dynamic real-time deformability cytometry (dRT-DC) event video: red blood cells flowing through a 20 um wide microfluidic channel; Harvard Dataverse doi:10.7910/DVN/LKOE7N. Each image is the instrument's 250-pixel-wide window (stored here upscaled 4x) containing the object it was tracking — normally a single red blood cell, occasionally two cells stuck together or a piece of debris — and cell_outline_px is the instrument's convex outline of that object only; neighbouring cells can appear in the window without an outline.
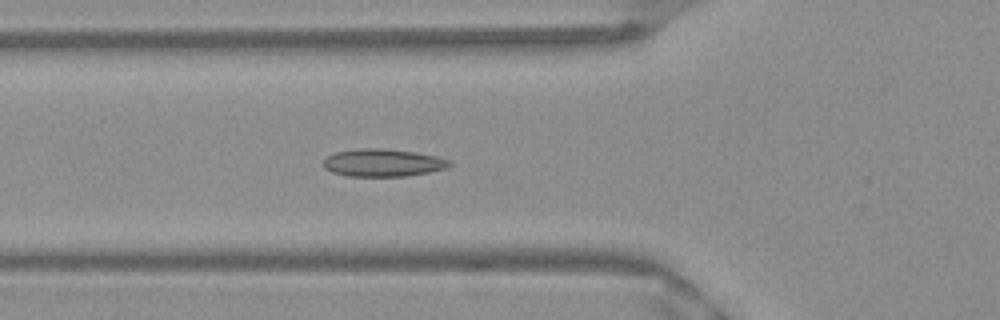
{"species": "Egyptian fruit bat (a non-hibernating species)", "species_latin": "Rousettus aegyptiacus", "temperature_condition": "warm", "stored_images_in_passage": 51, "camera_frame_rate_fps": 3000, "um_per_image_px": 0.085, "frame": {"image": 1, "passage_image": 18, "time_ms": 5.667, "image_size_px": [1000, 320], "cell_outline_px": [[456, 164], [448, 168], [428, 172], [404, 176], [348, 176], [332, 172], [324, 168], [324, 160], [332, 152], [360, 148], [384, 148], [416, 152], [436, 156], [452, 160]], "centroid_in_image_um": [32.59, 13.82], "position_along_channel_um": 93.2, "area_um2": 20.58}}
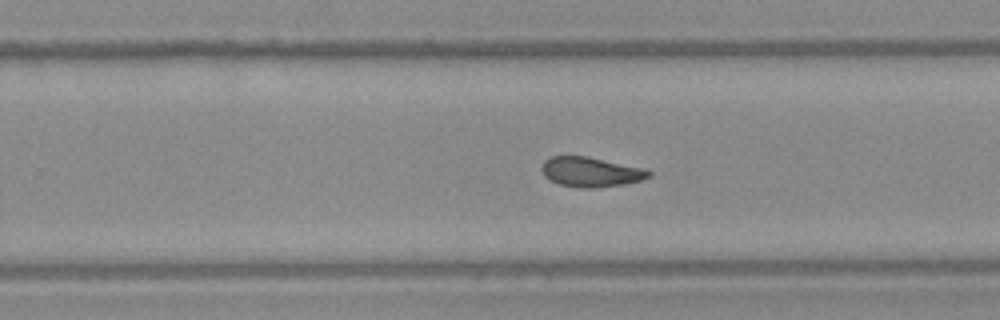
{"frame": {"image": 2, "passage_image": 32, "time_ms": 10.333, "image_size_px": [1000, 320], "cell_outline_px": [[652, 176], [640, 180], [624, 184], [596, 188], [584, 188], [560, 184], [544, 176], [540, 168], [544, 160], [552, 156], [588, 156], [640, 168], [652, 172]], "centroid_in_image_um": [50.18, 14.61], "position_along_channel_um": 279.6, "area_um2": 18.38}}
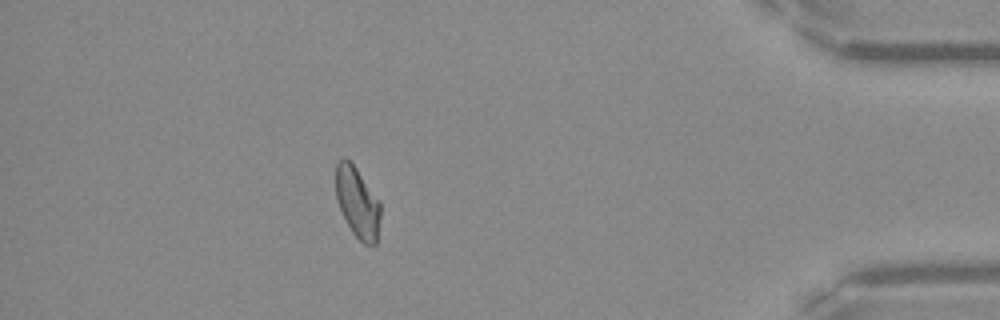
{"frame": {"image": 3, "passage_image": 45, "time_ms": 14.667, "image_size_px": [1000, 320], "cell_outline_px": [[380, 216], [376, 244], [364, 244], [352, 232], [340, 208], [336, 196], [336, 164], [344, 156], [356, 168], [380, 200]], "centroid_in_image_um": [30.39, 17.19], "position_along_channel_um": 404.8, "area_um2": 18.15}, "authors_computed_cell_mechanics": {"area_um2": 19.1318, "velocity_mm_per_s": 3.9804, "shape_relaxation_time_tau1_ms": null, "shape_relaxation_time_tau2_ms": 2.479, "deformation_change_tau1": null, "deformation_change_tau2": 0.0668}}